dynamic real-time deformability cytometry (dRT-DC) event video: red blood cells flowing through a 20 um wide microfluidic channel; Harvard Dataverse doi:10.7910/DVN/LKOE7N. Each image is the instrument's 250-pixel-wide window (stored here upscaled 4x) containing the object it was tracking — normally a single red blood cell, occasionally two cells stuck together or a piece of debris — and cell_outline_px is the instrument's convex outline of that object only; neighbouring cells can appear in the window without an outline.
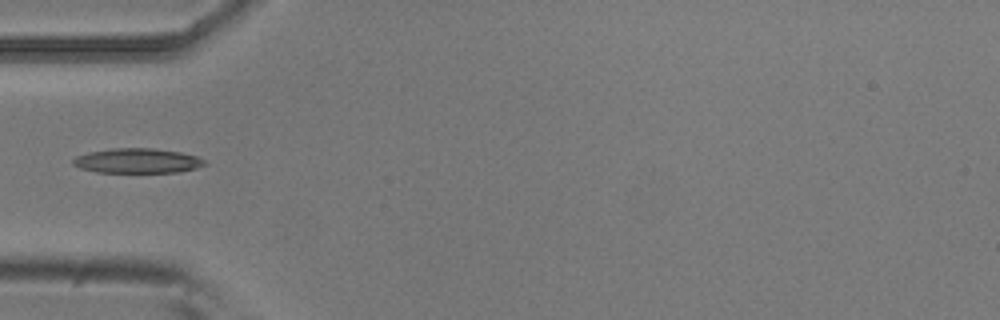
{"species": "common noctule bat (a hibernating species)", "species_latin": "Nyctalus noctula", "temperature_condition": "room temperature", "stored_images_in_passage": 5, "camera_frame_rate_fps": 3000, "um_per_image_px": 0.085, "animal": {"sex": "male", "body_mass_g": 20.5, "forearm_length_mm": 52.5}, "frame": {"image": 1, "passage_image": 4, "time_ms": 1.0, "image_size_px": [1000, 320], "cell_outline_px": [[208, 164], [196, 168], [180, 172], [96, 172], [80, 168], [72, 164], [72, 160], [76, 156], [88, 152], [112, 148], [152, 148], [180, 152], [196, 156], [204, 160]], "centroid_in_image_um": [11.67, 13.66], "position_along_channel_um": 73.3, "area_um2": 19.02}}
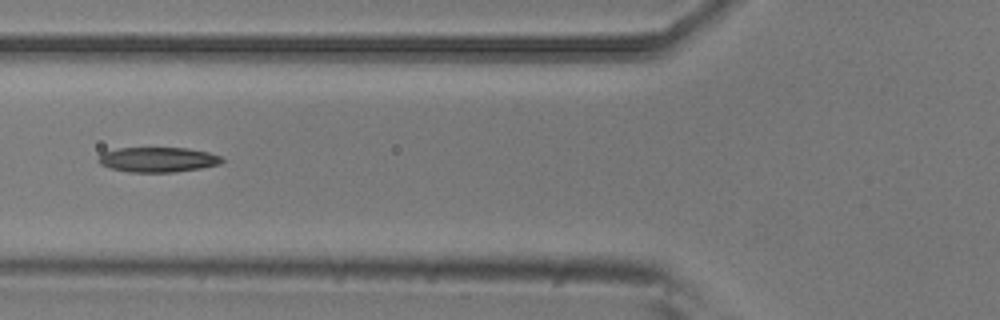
{"frame": {"image": 2, "passage_image": 5, "time_ms": 1.333, "image_size_px": [1000, 320], "cell_outline_px": [[224, 160], [220, 164], [200, 168], [176, 172], [128, 172], [112, 168], [100, 164], [96, 160], [100, 152], [116, 148], [188, 148], [208, 152], [220, 156]], "centroid_in_image_um": [13.37, 13.56], "position_along_channel_um": 112.4, "area_um2": 18.09}}